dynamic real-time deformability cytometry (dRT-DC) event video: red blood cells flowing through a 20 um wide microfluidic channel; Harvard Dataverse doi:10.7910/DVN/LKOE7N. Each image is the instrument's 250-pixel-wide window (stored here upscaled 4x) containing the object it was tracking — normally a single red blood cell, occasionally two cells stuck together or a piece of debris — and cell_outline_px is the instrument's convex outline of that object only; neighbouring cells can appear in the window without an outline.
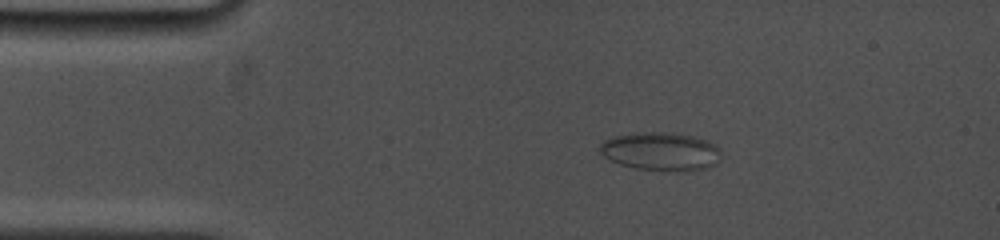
{"species": "common noctule bat (a hibernating species)", "species_latin": "Nyctalus noctula", "temperature_condition": "cold", "stored_images_in_passage": 57, "camera_frame_rate_fps": 5000, "um_per_image_px": 0.085, "animal": {"sex": "female", "body_mass_g": 19.0, "forearm_length_mm": 53.3}, "frame": {"image": 1, "passage_image": 1, "time_ms": 0.0, "image_size_px": [1000, 240], "cell_outline_px": [[720, 160], [716, 164], [708, 168], [684, 172], [668, 172], [636, 168], [620, 164], [608, 160], [600, 152], [600, 144], [604, 140], [616, 136], [644, 132], [672, 132], [692, 136], [708, 140], [716, 144], [720, 148]], "centroid_in_image_um": [56.22, 12.89], "position_along_channel_um": 28.8, "area_um2": 27.57}}
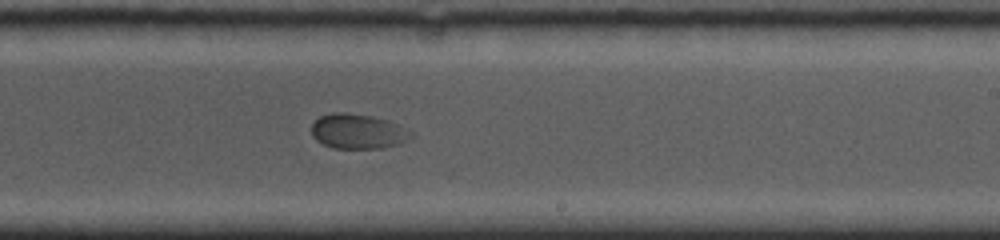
{"frame": {"image": 2, "passage_image": 24, "time_ms": 7.4, "image_size_px": [1000, 240], "cell_outline_px": [[416, 136], [400, 144], [384, 148], [332, 148], [316, 140], [312, 136], [312, 124], [320, 116], [332, 112], [344, 112], [372, 116], [388, 120], [408, 128]], "centroid_in_image_um": [30.47, 11.17], "position_along_channel_um": 258.5, "area_um2": 20.52}}
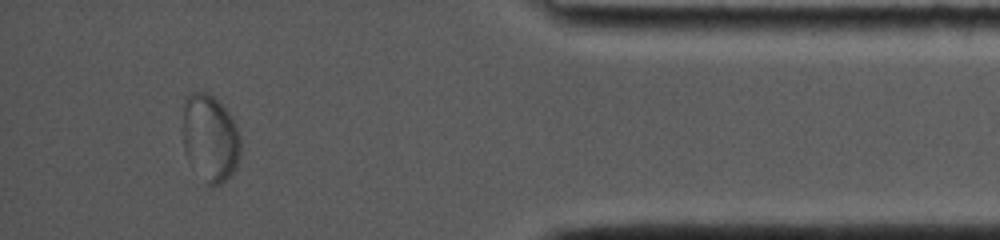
{"frame": {"image": 3, "passage_image": 50, "time_ms": 12.4, "image_size_px": [1000, 240], "cell_outline_px": [[240, 156], [232, 172], [220, 184], [208, 184], [184, 148], [184, 100], [192, 92], [208, 92], [228, 112], [240, 136]], "centroid_in_image_um": [17.88, 11.67], "position_along_channel_um": 417.3, "area_um2": 27.98}, "authors_computed_cell_mechanics": {"area_um2": 22.6576, "velocity_mm_per_s": 3.7299, "shape_relaxation_time_tau1_ms": 6.8541, "shape_relaxation_time_tau2_ms": null, "deformation_change_tau1": 0.1278, "deformation_change_tau2": null}}